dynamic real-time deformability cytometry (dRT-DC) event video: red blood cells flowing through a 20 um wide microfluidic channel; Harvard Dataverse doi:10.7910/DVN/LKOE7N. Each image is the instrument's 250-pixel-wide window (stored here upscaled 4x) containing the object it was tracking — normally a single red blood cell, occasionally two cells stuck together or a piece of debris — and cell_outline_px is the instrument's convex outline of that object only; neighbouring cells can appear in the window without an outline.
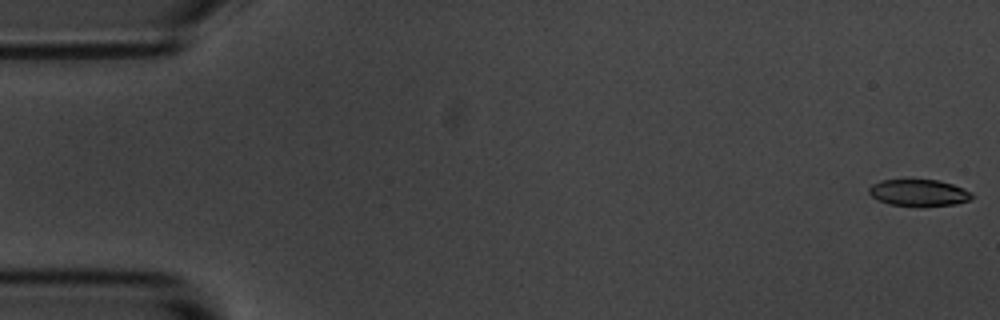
{"species": "common noctule bat (a hibernating species)", "species_latin": "Nyctalus noctula", "temperature_condition": "room temperature", "stored_images_in_passage": 4, "camera_frame_rate_fps": 3000, "um_per_image_px": 0.085, "animal": {"sex": "male", "body_mass_g": 20.1, "forearm_length_mm": 53.5}, "frame": {"image": 1, "passage_image": 1, "time_ms": 0.0, "image_size_px": [1000, 320], "cell_outline_px": [[976, 196], [968, 200], [956, 204], [924, 208], [920, 208], [888, 204], [872, 196], [868, 192], [868, 188], [872, 184], [880, 180], [940, 180], [964, 188], [972, 192]], "centroid_in_image_um": [78.13, 16.41], "position_along_channel_um": 6.9, "area_um2": 16.53}}